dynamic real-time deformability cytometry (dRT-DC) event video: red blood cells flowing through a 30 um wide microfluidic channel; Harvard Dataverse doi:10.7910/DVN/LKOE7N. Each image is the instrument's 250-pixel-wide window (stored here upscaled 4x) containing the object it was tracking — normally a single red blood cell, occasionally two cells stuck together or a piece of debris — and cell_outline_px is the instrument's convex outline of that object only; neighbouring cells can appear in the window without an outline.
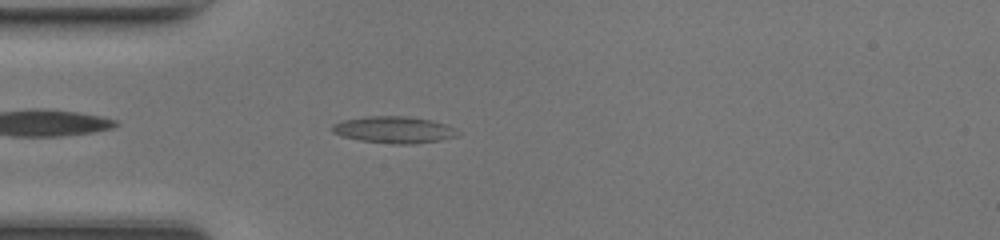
{"species": "common noctule bat (a hibernating species)", "species_latin": "Nyctalus noctula", "temperature_condition": "room temperature", "stored_images_in_passage": 37, "camera_frame_rate_fps": 3000, "um_per_image_px": 0.085, "animal": {"sex": "female", "body_mass_g": 17.0, "forearm_length_mm": 48.0}, "frame": {"image": 1, "passage_image": 3, "time_ms": 0.667, "image_size_px": [1000, 240], "cell_outline_px": [[460, 132], [456, 136], [440, 140], [412, 144], [392, 144], [360, 140], [340, 136], [332, 132], [332, 124], [344, 120], [364, 116], [408, 116], [432, 120], [444, 124]], "centroid_in_image_um": [33.45, 11.03], "position_along_channel_um": 51.6, "area_um2": 19.54}}
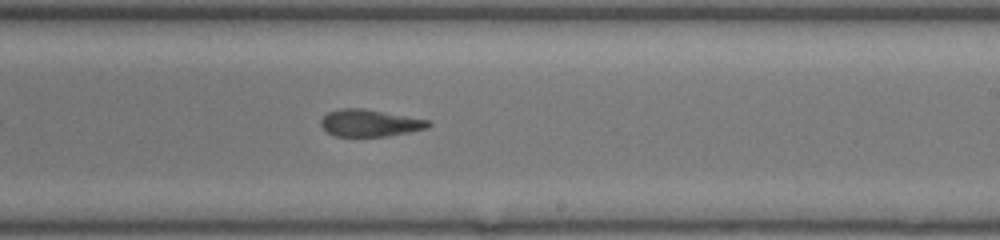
{"frame": {"image": 2, "passage_image": 18, "time_ms": 5.667, "image_size_px": [1000, 240], "cell_outline_px": [[432, 124], [428, 128], [388, 136], [332, 136], [320, 124], [320, 120], [328, 112], [340, 108], [364, 108], [428, 120]], "centroid_in_image_um": [31.41, 10.45], "position_along_channel_um": 257.6, "area_um2": 16.88}}
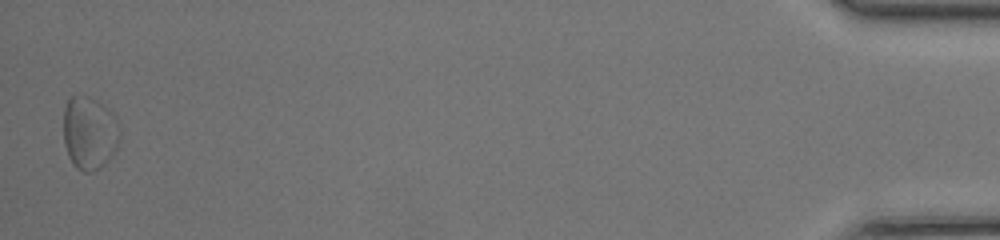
{"frame": {"image": 3, "passage_image": 37, "time_ms": 12.0, "image_size_px": [1000, 240], "cell_outline_px": [[120, 136], [116, 148], [108, 160], [100, 168], [92, 172], [84, 172], [76, 168], [72, 164], [68, 156], [64, 144], [64, 108], [68, 100], [72, 96], [88, 96], [96, 100], [108, 108], [116, 116]], "centroid_in_image_um": [7.6, 11.31], "position_along_channel_um": 427.6, "area_um2": 24.1}, "authors_computed_cell_mechanics": {"area_um2": 17.34, "velocity_mm_per_s": 4.2777, "shape_relaxation_time_tau1_ms": null, "shape_relaxation_time_tau2_ms": 6.8054, "deformation_change_tau1": null, "deformation_change_tau2": 0.1716}}